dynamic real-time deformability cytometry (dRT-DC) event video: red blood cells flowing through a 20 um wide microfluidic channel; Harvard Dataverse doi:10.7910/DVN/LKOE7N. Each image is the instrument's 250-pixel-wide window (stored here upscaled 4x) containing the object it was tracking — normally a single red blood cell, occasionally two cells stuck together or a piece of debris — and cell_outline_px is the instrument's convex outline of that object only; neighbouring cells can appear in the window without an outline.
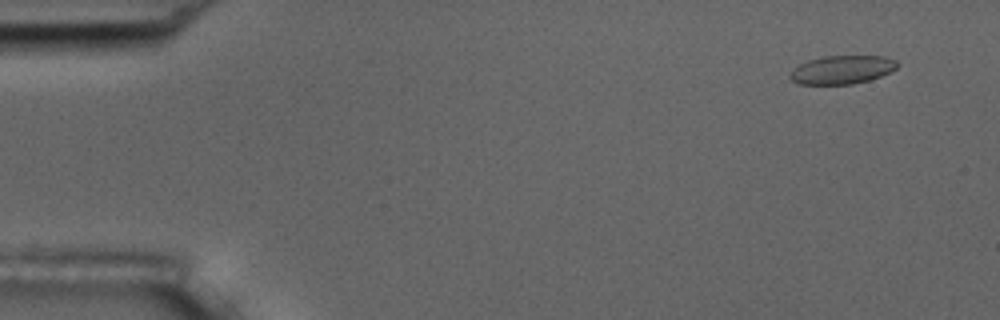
{"species": "common noctule bat (a hibernating species)", "species_latin": "Nyctalus noctula", "temperature_condition": "room temperature", "stored_images_in_passage": 5, "camera_frame_rate_fps": 3000, "um_per_image_px": 0.085, "animal": {"sex": "male", "body_mass_g": 17.5, "forearm_length_mm": 52.3}, "frame": {"image": 1, "passage_image": 1, "time_ms": 0.0, "image_size_px": [1000, 320], "cell_outline_px": [[900, 64], [896, 68], [880, 76], [868, 80], [852, 84], [800, 84], [792, 80], [788, 76], [800, 64], [808, 60], [824, 56], [884, 56], [896, 60]], "centroid_in_image_um": [71.59, 5.92], "position_along_channel_um": 13.4, "area_um2": 17.57}}
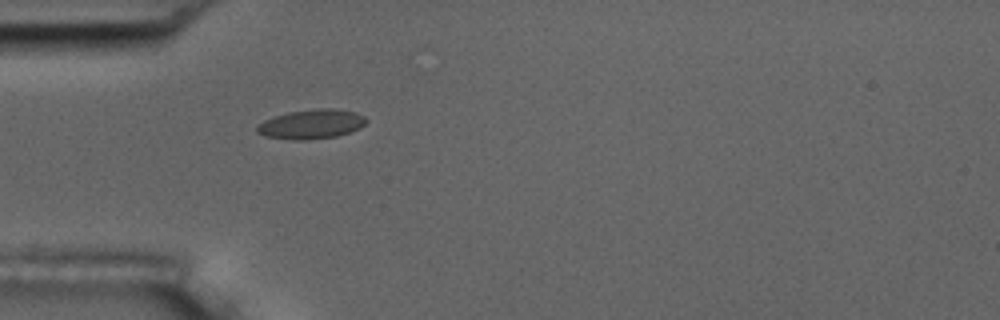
{"frame": {"image": 2, "passage_image": 5, "time_ms": 4.333, "image_size_px": [1000, 320], "cell_outline_px": [[368, 120], [360, 128], [336, 136], [308, 140], [292, 140], [264, 136], [256, 132], [256, 124], [272, 116], [288, 112], [316, 108], [336, 108], [356, 112], [364, 116]], "centroid_in_image_um": [26.43, 10.54], "position_along_channel_um": 58.6, "area_um2": 19.02}}